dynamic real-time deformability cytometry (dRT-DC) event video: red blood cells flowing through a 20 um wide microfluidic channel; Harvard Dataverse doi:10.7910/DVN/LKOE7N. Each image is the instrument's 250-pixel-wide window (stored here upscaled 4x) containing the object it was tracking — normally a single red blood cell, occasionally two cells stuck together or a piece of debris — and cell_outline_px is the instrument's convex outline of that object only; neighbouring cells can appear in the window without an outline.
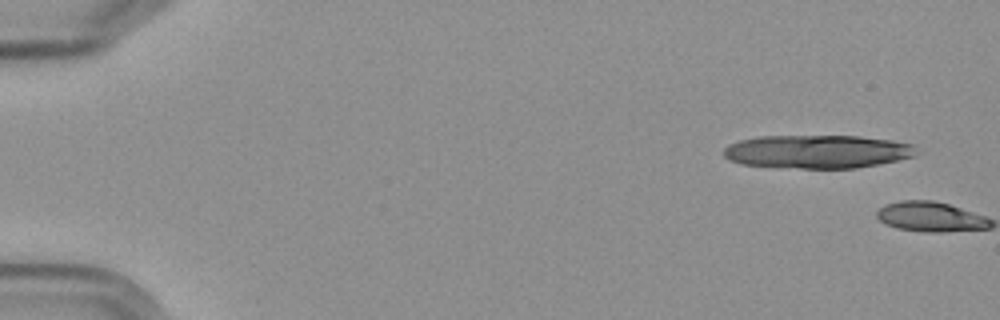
{"species": "Egyptian fruit bat (a non-hibernating species)", "species_latin": "Rousettus aegyptiacus", "temperature_condition": "cold", "stored_images_in_passage": 2, "camera_frame_rate_fps": 3000, "um_per_image_px": 0.085, "frame": {"image": 1, "passage_image": 1, "time_ms": 0.0, "image_size_px": [1000, 320], "cell_outline_px": [[916, 156], [856, 168], [800, 168], [740, 164], [728, 160], [724, 156], [724, 148], [728, 144], [740, 140], [756, 136], [860, 136], [892, 140], [912, 144], [916, 152]], "centroid_in_image_um": [69.43, 12.88], "position_along_channel_um": 15.6, "area_um2": 37.4}}